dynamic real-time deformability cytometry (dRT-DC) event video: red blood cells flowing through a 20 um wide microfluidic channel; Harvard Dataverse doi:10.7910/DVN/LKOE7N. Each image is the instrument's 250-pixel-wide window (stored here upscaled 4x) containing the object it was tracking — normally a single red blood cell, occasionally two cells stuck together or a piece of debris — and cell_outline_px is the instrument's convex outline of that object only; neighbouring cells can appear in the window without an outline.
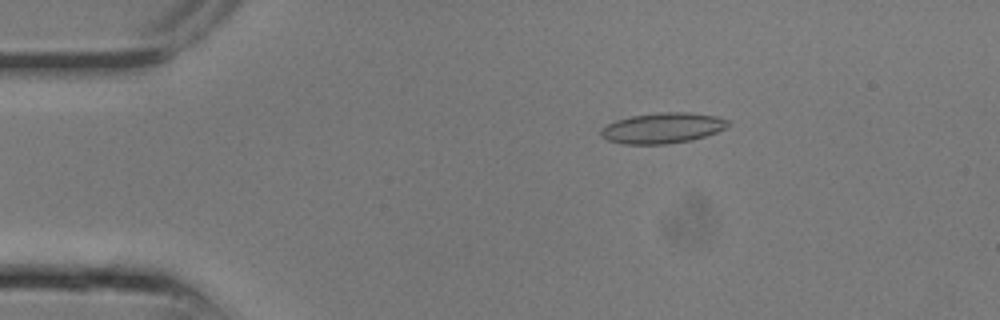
{"species": "common noctule bat (a hibernating species)", "species_latin": "Nyctalus noctula", "temperature_condition": "room temperature", "stored_images_in_passage": 25, "camera_frame_rate_fps": 3000, "um_per_image_px": 0.085, "animal": {"sex": "male", "body_mass_g": 13.3}, "frame": {"image": 1, "passage_image": 5, "time_ms": 1.333, "image_size_px": [1000, 320], "cell_outline_px": [[728, 124], [724, 128], [716, 132], [692, 140], [668, 144], [624, 144], [608, 140], [600, 136], [600, 132], [608, 124], [616, 120], [632, 116], [656, 112], [688, 112], [716, 116], [728, 120]], "centroid_in_image_um": [56.31, 10.88], "position_along_channel_um": 28.7, "area_um2": 22.48}}
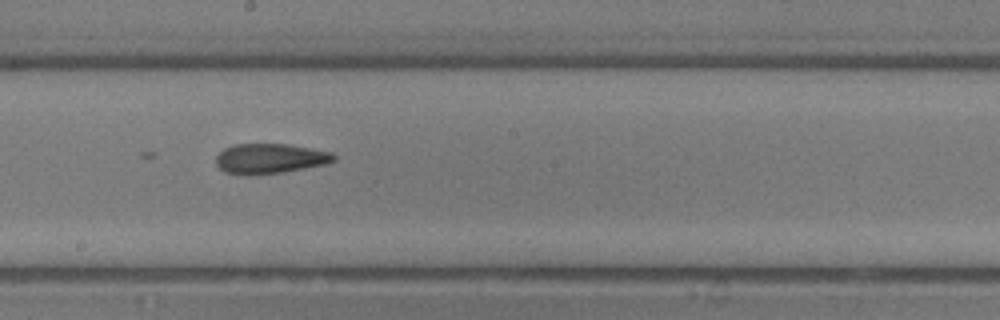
{"frame": {"image": 2, "passage_image": 14, "time_ms": 4.333, "image_size_px": [1000, 320], "cell_outline_px": [[336, 160], [324, 164], [284, 172], [248, 176], [244, 176], [224, 172], [216, 164], [216, 156], [224, 148], [236, 144], [288, 144], [332, 152], [336, 156]], "centroid_in_image_um": [22.92, 13.49], "position_along_channel_um": 225.3, "area_um2": 20.75}}
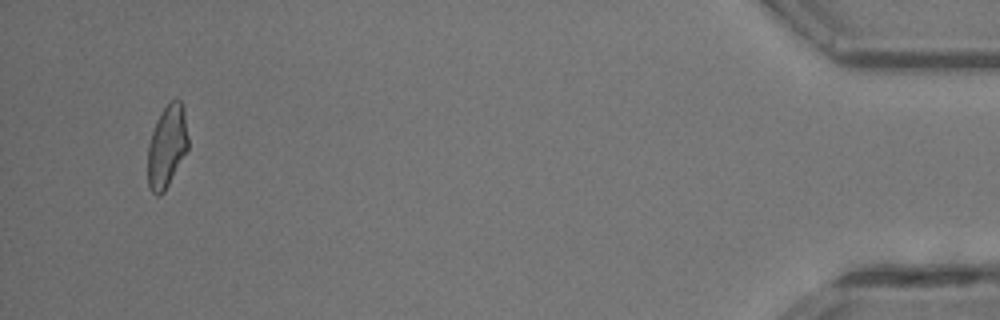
{"frame": {"image": 3, "passage_image": 24, "time_ms": 7.667, "image_size_px": [1000, 320], "cell_outline_px": [[188, 148], [164, 192], [160, 196], [156, 196], [152, 192], [148, 184], [148, 144], [156, 120], [164, 108], [176, 96], [180, 100], [184, 108], [188, 136]], "centroid_in_image_um": [14.19, 12.42], "position_along_channel_um": 421.0, "area_um2": 19.36}}